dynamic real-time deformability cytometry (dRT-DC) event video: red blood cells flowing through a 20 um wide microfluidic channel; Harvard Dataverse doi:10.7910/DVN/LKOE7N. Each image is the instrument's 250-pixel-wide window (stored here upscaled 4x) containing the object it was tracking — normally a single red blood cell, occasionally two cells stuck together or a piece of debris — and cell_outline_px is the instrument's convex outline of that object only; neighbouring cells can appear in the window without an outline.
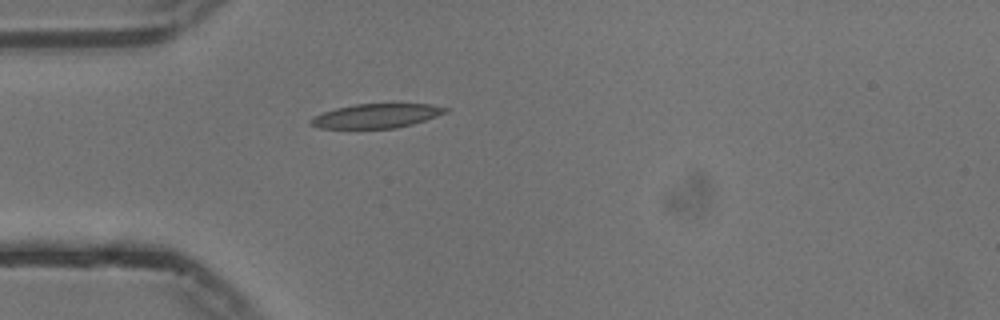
{"species": "common noctule bat (a hibernating species)", "species_latin": "Nyctalus noctula", "temperature_condition": "cold", "stored_images_in_passage": 40, "camera_frame_rate_fps": 3000, "um_per_image_px": 0.085, "animal": {"sex": "male", "body_mass_g": 13.3}, "frame": {"image": 1, "passage_image": 1, "time_ms": 0.0, "image_size_px": [1000, 320], "cell_outline_px": [[448, 112], [412, 124], [396, 128], [320, 128], [308, 124], [308, 120], [312, 116], [336, 108], [356, 104], [392, 100], [432, 104], [448, 108]], "centroid_in_image_um": [32.03, 9.79], "position_along_channel_um": 53.0, "area_um2": 20.06}}
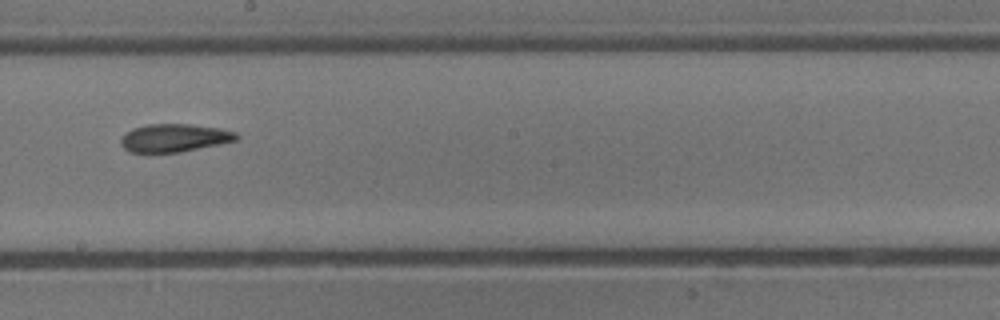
{"frame": {"image": 2, "passage_image": 16, "time_ms": 5.0, "image_size_px": [1000, 320], "cell_outline_px": [[240, 140], [180, 152], [128, 152], [120, 144], [120, 140], [132, 128], [148, 124], [188, 124], [220, 128], [236, 132], [240, 136]], "centroid_in_image_um": [14.86, 11.72], "position_along_channel_um": 233.3, "area_um2": 18.9}}
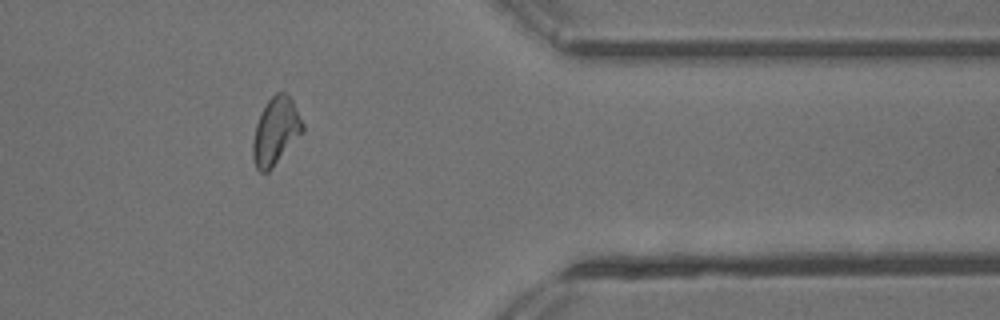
{"frame": {"image": 3, "passage_image": 30, "time_ms": 9.667, "image_size_px": [1000, 320], "cell_outline_px": [[304, 132], [272, 168], [268, 172], [260, 172], [256, 168], [252, 156], [252, 140], [256, 124], [260, 112], [268, 100], [276, 92], [288, 92], [304, 124]], "centroid_in_image_um": [23.43, 11.15], "position_along_channel_um": 388.0, "area_um2": 19.77}, "authors_computed_cell_mechanics": {"area_um2": 18.9584, "velocity_mm_per_s": 3.7422, "shape_relaxation_time_tau1_ms": null, "shape_relaxation_time_tau2_ms": 4.6602, "deformation_change_tau1": null, "deformation_change_tau2": 0.126}}